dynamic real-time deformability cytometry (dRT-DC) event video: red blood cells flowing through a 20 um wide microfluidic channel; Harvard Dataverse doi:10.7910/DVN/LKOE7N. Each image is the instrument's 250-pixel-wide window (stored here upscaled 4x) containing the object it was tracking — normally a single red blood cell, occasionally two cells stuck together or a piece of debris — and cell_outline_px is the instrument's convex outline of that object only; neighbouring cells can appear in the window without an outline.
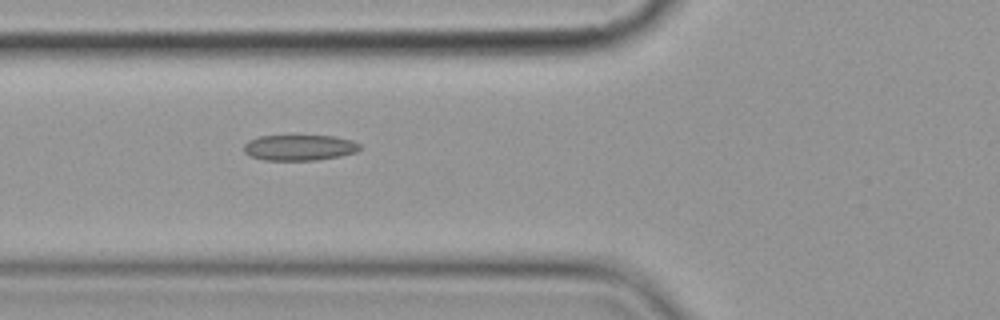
{"species": "common noctule bat (a hibernating species)", "species_latin": "Nyctalus noctula", "temperature_condition": "cold", "stored_images_in_passage": 10, "camera_frame_rate_fps": 3000, "um_per_image_px": 0.085, "animal": {"sex": "female", "body_mass_g": 19.9}, "frame": {"image": 1, "passage_image": 7, "time_ms": 7.0, "image_size_px": [1000, 320], "cell_outline_px": [[360, 148], [356, 152], [340, 156], [316, 160], [264, 160], [252, 156], [244, 152], [244, 144], [248, 140], [260, 136], [336, 136], [352, 140], [360, 144]], "centroid_in_image_um": [25.46, 12.54], "position_along_channel_um": 100.3, "area_um2": 17.34}}
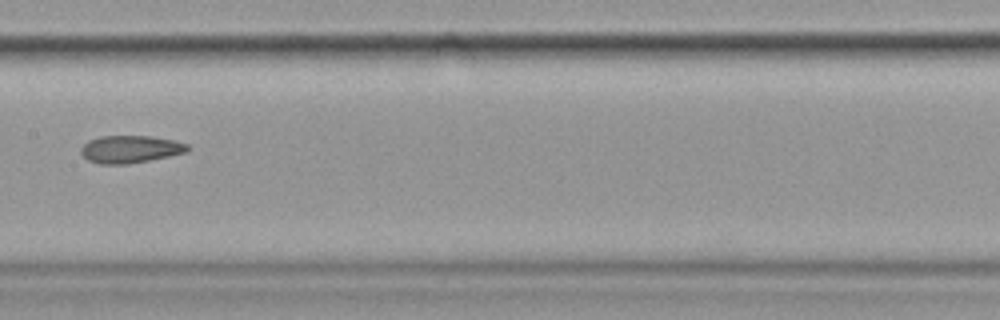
{"frame": {"image": 2, "passage_image": 9, "time_ms": 9.667, "image_size_px": [1000, 320], "cell_outline_px": [[192, 148], [188, 152], [128, 164], [100, 164], [88, 160], [80, 152], [80, 148], [88, 140], [100, 136], [152, 136], [176, 140], [188, 144]], "centroid_in_image_um": [11.11, 12.67], "position_along_channel_um": 196.3, "area_um2": 17.22}}
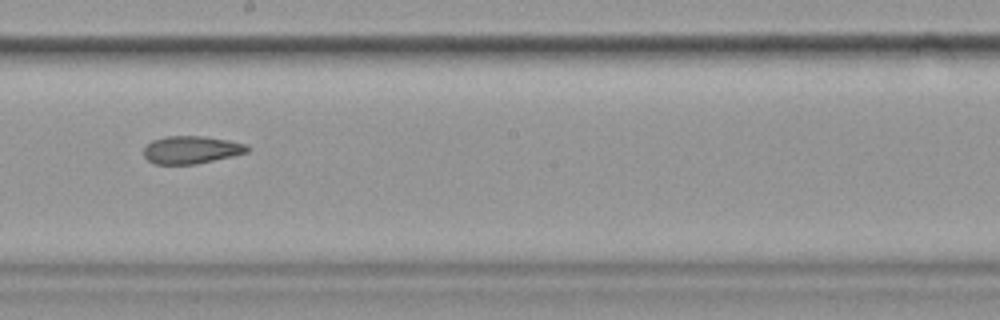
{"frame": {"image": 3, "passage_image": 10, "time_ms": 10.667, "image_size_px": [1000, 320], "cell_outline_px": [[248, 152], [232, 156], [196, 164], [156, 164], [148, 160], [144, 156], [144, 148], [152, 140], [164, 136], [204, 136], [228, 140], [248, 144]], "centroid_in_image_um": [16.26, 12.72], "position_along_channel_um": 231.9, "area_um2": 16.7}}